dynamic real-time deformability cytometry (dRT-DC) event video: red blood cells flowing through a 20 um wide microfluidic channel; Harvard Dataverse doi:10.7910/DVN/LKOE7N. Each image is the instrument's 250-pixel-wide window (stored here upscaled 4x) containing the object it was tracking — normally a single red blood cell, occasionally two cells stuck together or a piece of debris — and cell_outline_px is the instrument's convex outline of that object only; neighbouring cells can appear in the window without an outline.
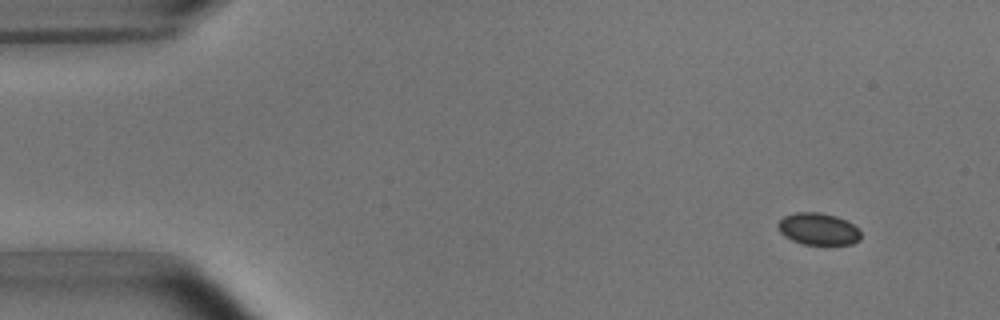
{"species": "common noctule bat (a hibernating species)", "species_latin": "Nyctalus noctula", "temperature_condition": "room temperature", "stored_images_in_passage": 6, "segment_of_instrument_passage": [1, 2], "camera_frame_rate_fps": 3000, "um_per_image_px": 0.085, "animal": {"sex": "male", "body_mass_g": 15.6}, "frame": {"image": 1, "passage_image": 2, "time_ms": 1.333, "image_size_px": [1000, 320], "cell_outline_px": [[860, 240], [852, 244], [804, 244], [792, 240], [784, 236], [780, 232], [776, 224], [784, 216], [796, 212], [820, 212], [836, 216], [860, 228]], "centroid_in_image_um": [69.55, 19.46], "position_along_channel_um": 15.5, "area_um2": 15.43}}
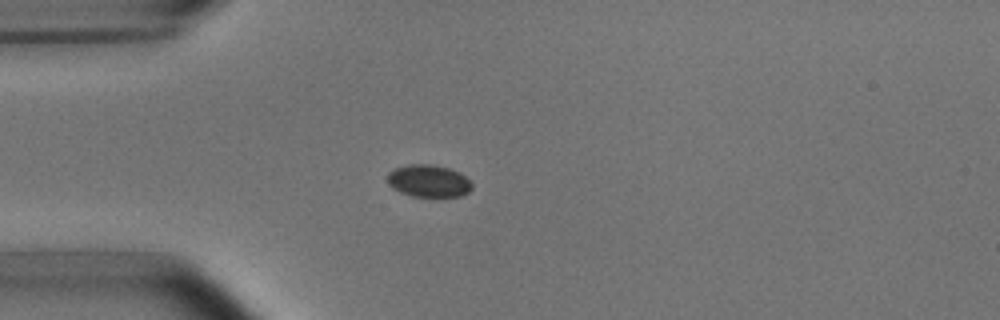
{"frame": {"image": 2, "passage_image": 5, "time_ms": 4.667, "image_size_px": [1000, 320], "cell_outline_px": [[472, 188], [468, 192], [460, 196], [412, 196], [400, 192], [392, 188], [388, 184], [388, 172], [396, 168], [408, 164], [432, 164], [448, 168], [460, 172], [472, 184]], "centroid_in_image_um": [36.42, 15.37], "position_along_channel_um": 48.6, "area_um2": 15.84}}